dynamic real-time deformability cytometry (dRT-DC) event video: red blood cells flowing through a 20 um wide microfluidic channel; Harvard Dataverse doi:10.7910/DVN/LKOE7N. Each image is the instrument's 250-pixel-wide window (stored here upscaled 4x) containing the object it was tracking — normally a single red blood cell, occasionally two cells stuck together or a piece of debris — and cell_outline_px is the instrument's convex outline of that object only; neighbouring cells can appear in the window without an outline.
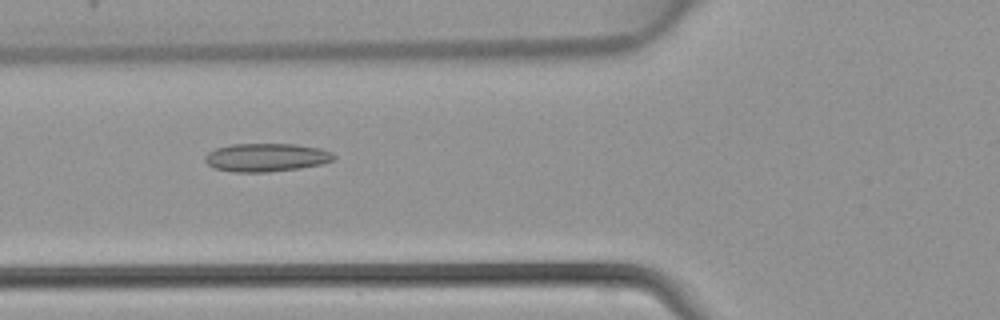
{"species": "common noctule bat (a hibernating species)", "species_latin": "Nyctalus noctula", "temperature_condition": "warm", "stored_images_in_passage": 45, "camera_frame_rate_fps": 3000, "um_per_image_px": 0.085, "animal": {"sex": "female", "body_mass_g": 22.7, "forearm_length_mm": 54.2}, "frame": {"image": 1, "passage_image": 17, "time_ms": 5.333, "image_size_px": [1000, 320], "cell_outline_px": [[336, 156], [332, 160], [320, 164], [300, 168], [268, 172], [232, 172], [212, 168], [204, 160], [204, 156], [208, 152], [216, 148], [232, 144], [296, 144], [320, 148], [332, 152]], "centroid_in_image_um": [22.6, 13.38], "position_along_channel_um": 103.2, "area_um2": 21.33}}
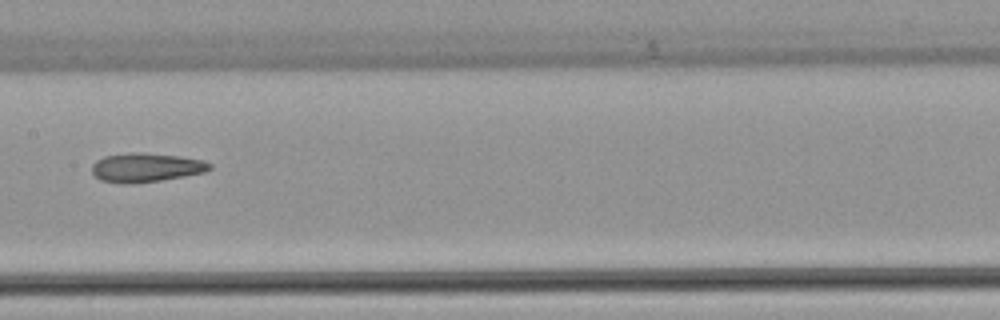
{"frame": {"image": 2, "passage_image": 23, "time_ms": 7.333, "image_size_px": [1000, 320], "cell_outline_px": [[212, 168], [204, 172], [184, 176], [160, 180], [100, 180], [92, 172], [92, 164], [96, 160], [104, 156], [132, 152], [136, 152], [180, 156], [204, 160], [212, 164]], "centroid_in_image_um": [12.48, 14.17], "position_along_channel_um": 194.9, "area_um2": 18.96}}
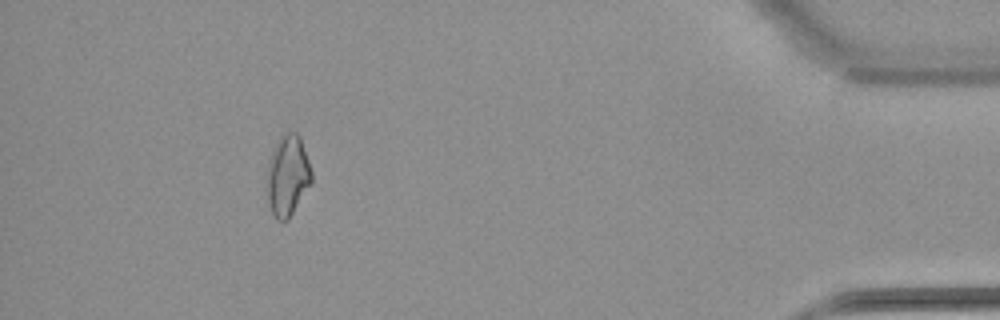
{"frame": {"image": 3, "passage_image": 41, "time_ms": 13.333, "image_size_px": [1000, 320], "cell_outline_px": [[312, 180], [288, 220], [276, 220], [268, 204], [264, 188], [268, 164], [272, 152], [280, 136], [288, 132], [296, 132], [300, 136], [312, 172]], "centroid_in_image_um": [24.4, 14.94], "position_along_channel_um": 410.8, "area_um2": 21.1}}